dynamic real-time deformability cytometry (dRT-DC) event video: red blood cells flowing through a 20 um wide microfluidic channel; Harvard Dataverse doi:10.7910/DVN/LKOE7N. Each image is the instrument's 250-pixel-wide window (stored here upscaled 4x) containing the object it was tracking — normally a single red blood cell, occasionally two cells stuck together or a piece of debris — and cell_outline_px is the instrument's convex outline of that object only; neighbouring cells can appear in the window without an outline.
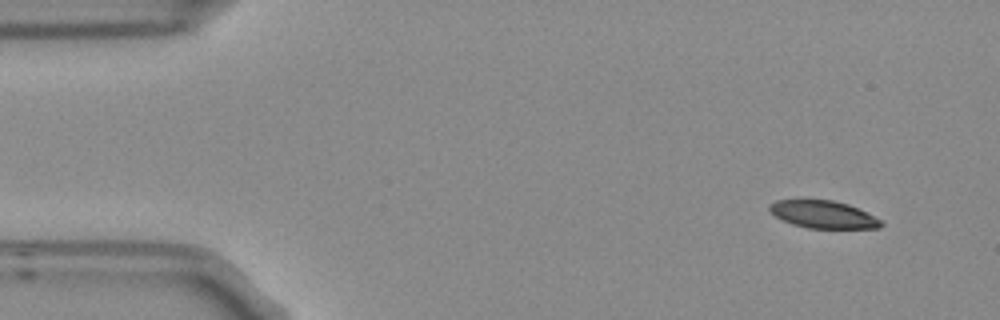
{"species": "Egyptian fruit bat (a non-hibernating species)", "species_latin": "Rousettus aegyptiacus", "temperature_condition": "room temperature", "stored_images_in_passage": 5, "camera_frame_rate_fps": 3000, "um_per_image_px": 0.085, "frame": {"image": 1, "passage_image": 1, "time_ms": 0.0, "image_size_px": [1000, 320], "cell_outline_px": [[884, 224], [880, 228], [808, 228], [792, 224], [776, 216], [768, 208], [776, 200], [832, 200], [848, 204], [880, 220]], "centroid_in_image_um": [69.97, 18.23], "position_along_channel_um": 15.0, "area_um2": 17.46}}